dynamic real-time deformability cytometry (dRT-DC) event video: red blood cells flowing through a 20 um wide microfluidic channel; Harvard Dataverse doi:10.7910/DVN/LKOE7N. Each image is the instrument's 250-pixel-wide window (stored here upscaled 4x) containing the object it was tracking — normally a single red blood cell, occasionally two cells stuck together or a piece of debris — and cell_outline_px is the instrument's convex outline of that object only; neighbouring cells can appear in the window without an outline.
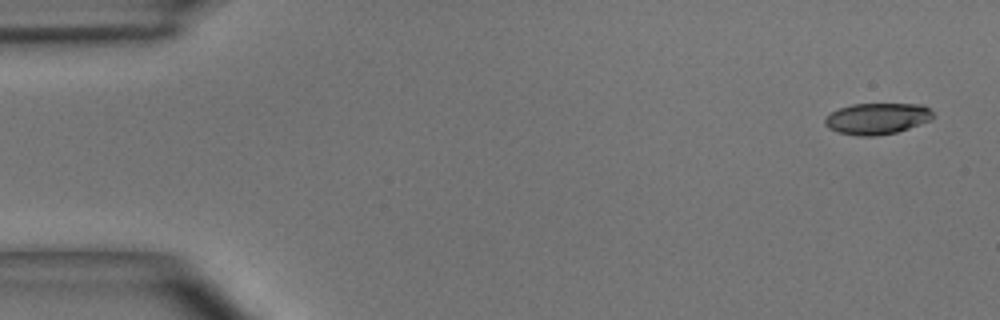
{"species": "common noctule bat (a hibernating species)", "species_latin": "Nyctalus noctula", "temperature_condition": "room temperature", "stored_images_in_passage": 5, "segment_of_instrument_passage": [1, 2], "camera_frame_rate_fps": 3000, "um_per_image_px": 0.085, "animal": {"sex": "male", "body_mass_g": 15.6}, "frame": {"image": 1, "passage_image": 1, "time_ms": 0.0, "image_size_px": [1000, 320], "cell_outline_px": [[932, 120], [896, 132], [876, 136], [856, 136], [836, 132], [828, 128], [824, 124], [824, 120], [832, 112], [840, 108], [852, 104], [924, 104], [932, 112]], "centroid_in_image_um": [74.54, 10.09], "position_along_channel_um": 10.5, "area_um2": 19.71}}